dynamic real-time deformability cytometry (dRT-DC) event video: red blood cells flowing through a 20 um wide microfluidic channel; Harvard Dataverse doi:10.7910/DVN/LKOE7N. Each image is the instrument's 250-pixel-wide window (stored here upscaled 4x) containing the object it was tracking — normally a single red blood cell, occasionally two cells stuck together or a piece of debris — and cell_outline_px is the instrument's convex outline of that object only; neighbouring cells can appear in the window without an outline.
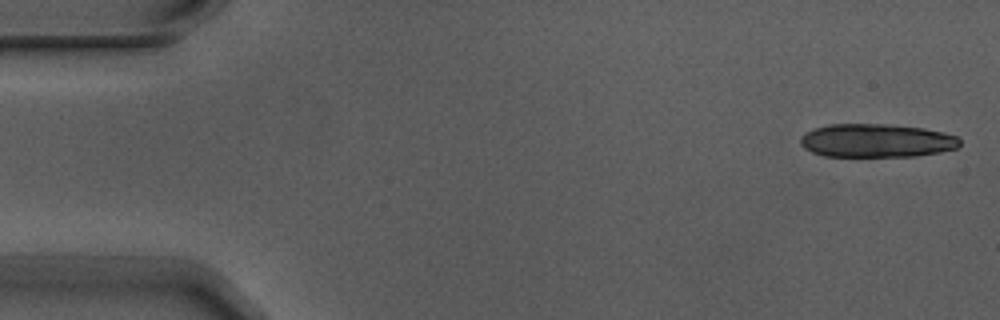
{"species": "Egyptian fruit bat (a non-hibernating species)", "species_latin": "Rousettus aegyptiacus", "temperature_condition": "warm", "stored_images_in_passage": 7, "camera_frame_rate_fps": 3000, "um_per_image_px": 0.085, "animal": {"sex": "male"}, "frame": {"image": 1, "passage_image": 1, "time_ms": 0.0, "image_size_px": [1000, 320], "cell_outline_px": [[960, 144], [956, 148], [940, 152], [916, 156], [824, 156], [812, 152], [804, 148], [800, 144], [800, 136], [816, 128], [828, 124], [884, 124], [924, 128], [944, 132], [956, 136], [960, 140]], "centroid_in_image_um": [74.5, 11.95], "position_along_channel_um": 10.5, "area_um2": 31.04}}
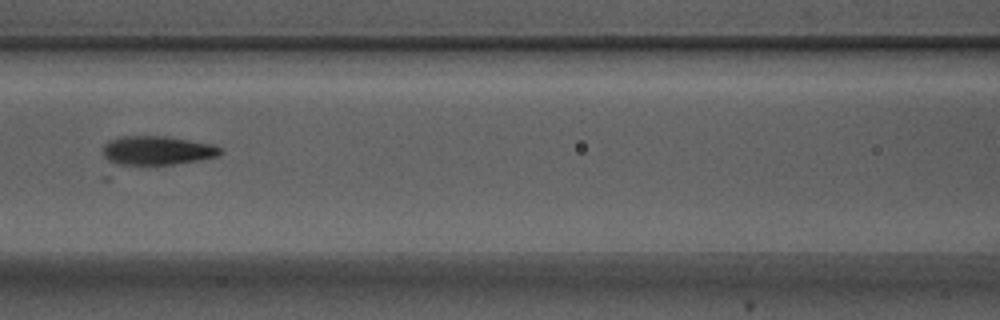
{"frame": {"image": 2, "passage_image": 7, "time_ms": 2.0, "image_size_px": [1000, 320], "cell_outline_px": [[224, 152], [216, 156], [200, 160], [172, 164], [116, 168], [112, 168], [104, 156], [104, 144], [108, 140], [116, 136], [164, 136], [212, 144], [220, 148]], "centroid_in_image_um": [13.21, 12.84], "position_along_channel_um": 153.4, "area_um2": 20.75}}